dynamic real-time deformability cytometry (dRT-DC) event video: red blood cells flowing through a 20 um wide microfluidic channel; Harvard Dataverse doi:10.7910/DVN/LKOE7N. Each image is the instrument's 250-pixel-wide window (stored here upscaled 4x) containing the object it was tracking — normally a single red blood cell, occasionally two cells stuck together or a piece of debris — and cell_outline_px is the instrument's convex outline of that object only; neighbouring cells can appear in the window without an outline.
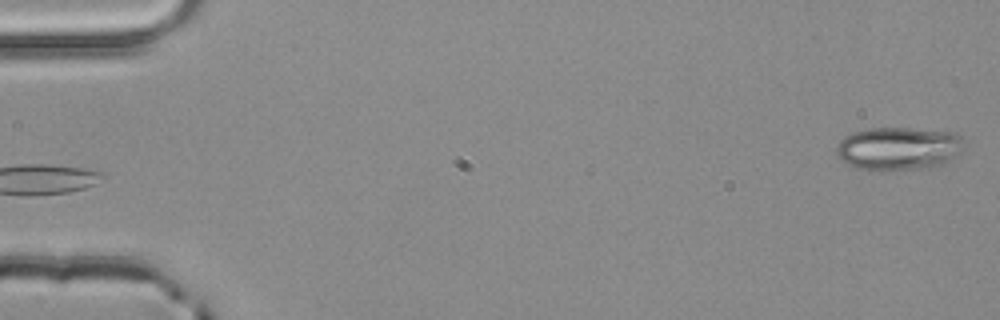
{"species": "common noctule bat (a hibernating species)", "species_latin": "Nyctalus noctula", "temperature_condition": "room temperature", "stored_images_in_passage": 5, "segment_of_instrument_passage": [1, 2], "camera_frame_rate_fps": 3000, "um_per_image_px": 0.085, "animal": {"sex": "male", "body_mass_g": 20.4}, "frame": {"image": 1, "passage_image": 1, "time_ms": 0.0, "image_size_px": [1000, 320], "cell_outline_px": [[964, 140], [960, 152], [940, 164], [920, 168], [856, 168], [840, 160], [836, 156], [836, 144], [848, 132], [868, 128], [908, 128], [956, 132]], "centroid_in_image_um": [76.3, 12.56], "position_along_channel_um": 8.7, "area_um2": 31.56}}